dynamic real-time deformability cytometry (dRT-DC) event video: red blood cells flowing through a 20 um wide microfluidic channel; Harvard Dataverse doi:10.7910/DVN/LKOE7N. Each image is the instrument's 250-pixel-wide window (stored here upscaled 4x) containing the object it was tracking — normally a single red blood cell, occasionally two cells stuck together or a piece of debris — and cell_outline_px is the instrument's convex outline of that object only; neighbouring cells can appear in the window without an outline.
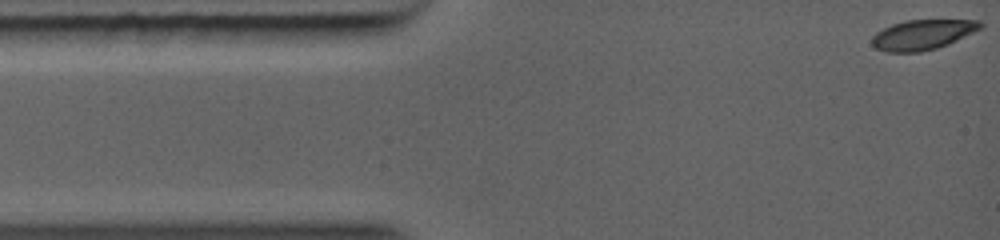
{"species": "common noctule bat (a hibernating species)", "species_latin": "Nyctalus noctula", "temperature_condition": "warm", "stored_images_in_passage": 7, "camera_frame_rate_fps": 5000, "um_per_image_px": 0.085, "animal": {"sex": "female", "body_mass_g": 19.0, "forearm_length_mm": 56.7}, "frame": {"image": 1, "passage_image": 1, "time_ms": 0.0, "image_size_px": [1000, 240], "cell_outline_px": [[984, 24], [980, 28], [948, 44], [936, 48], [920, 52], [888, 52], [876, 48], [872, 44], [872, 36], [876, 32], [892, 24], [904, 20], [980, 20]], "centroid_in_image_um": [78.39, 2.94], "position_along_channel_um": 6.6, "area_um2": 18.79}}